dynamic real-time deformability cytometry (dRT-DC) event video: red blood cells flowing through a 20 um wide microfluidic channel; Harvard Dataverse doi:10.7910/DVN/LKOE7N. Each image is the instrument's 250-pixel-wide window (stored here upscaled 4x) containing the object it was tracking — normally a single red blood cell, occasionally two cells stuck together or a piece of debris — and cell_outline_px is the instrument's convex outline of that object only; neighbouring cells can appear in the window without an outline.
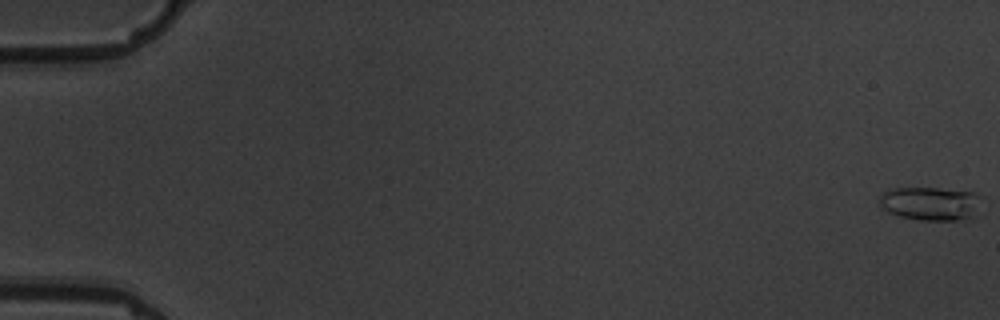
{"species": "common noctule bat (a hibernating species)", "species_latin": "Nyctalus noctula", "temperature_condition": "warm", "stored_images_in_passage": 6, "camera_frame_rate_fps": 3000, "um_per_image_px": 0.085, "animal": {"sex": "male", "body_mass_g": 19.5, "forearm_length_mm": 54.6}, "frame": {"image": 1, "passage_image": 1, "time_ms": 0.0, "image_size_px": [1000, 320], "cell_outline_px": [[980, 216], [956, 220], [920, 220], [900, 216], [888, 212], [880, 204], [880, 196], [884, 192], [892, 188], [936, 188], [976, 192], [980, 196]], "centroid_in_image_um": [79.17, 17.31], "position_along_channel_um": 5.8, "area_um2": 20.23}}